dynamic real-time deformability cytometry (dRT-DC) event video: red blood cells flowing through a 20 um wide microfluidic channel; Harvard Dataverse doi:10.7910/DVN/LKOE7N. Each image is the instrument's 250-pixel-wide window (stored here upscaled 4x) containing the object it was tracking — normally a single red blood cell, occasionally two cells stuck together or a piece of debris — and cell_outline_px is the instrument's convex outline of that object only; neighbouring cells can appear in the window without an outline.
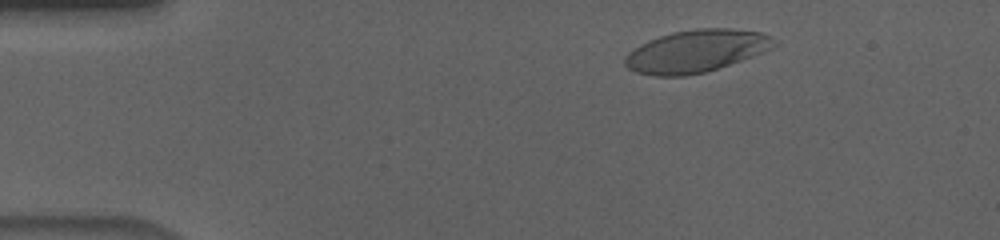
{"species": "human", "species_latin": "Homo sapiens", "temperature_condition": "cold", "stored_images_in_passage": 54, "camera_frame_rate_fps": 3000, "um_per_image_px": 0.085, "donor": {"sex": "male"}, "frame": {"image": 1, "passage_image": 7, "time_ms": 2.0, "image_size_px": [1000, 240], "cell_outline_px": [[776, 44], [772, 48], [752, 56], [704, 72], [684, 76], [652, 76], [636, 72], [628, 68], [624, 64], [624, 56], [628, 52], [640, 44], [648, 40], [672, 32], [696, 28], [732, 28], [760, 32], [776, 40]], "centroid_in_image_um": [59.12, 4.34], "position_along_channel_um": 25.9, "area_um2": 36.7}}
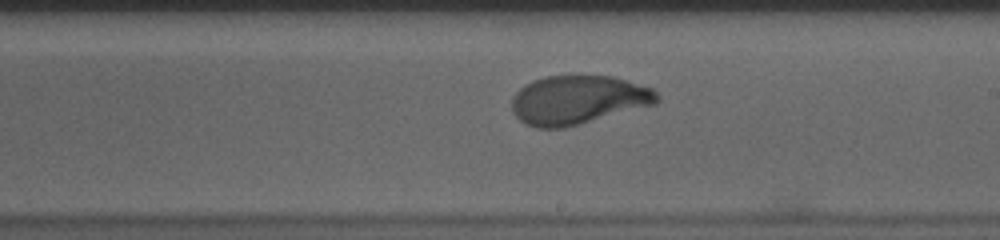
{"frame": {"image": 2, "passage_image": 31, "time_ms": 10.0, "image_size_px": [1000, 240], "cell_outline_px": [[660, 100], [656, 104], [580, 124], [564, 128], [536, 128], [524, 124], [512, 112], [512, 96], [524, 84], [532, 80], [544, 76], [612, 76], [652, 88], [660, 96]], "centroid_in_image_um": [49.11, 8.5], "position_along_channel_um": 239.9, "area_um2": 41.5}}
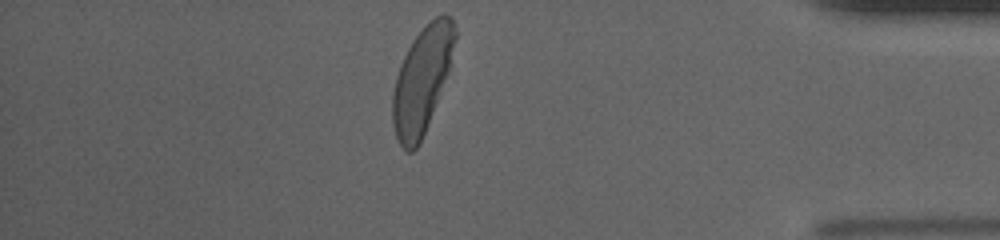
{"frame": {"image": 3, "passage_image": 47, "time_ms": 15.333, "image_size_px": [1000, 240], "cell_outline_px": [[456, 40], [448, 72], [420, 144], [412, 152], [408, 152], [400, 144], [396, 136], [392, 124], [392, 92], [396, 76], [400, 64], [412, 40], [436, 16], [444, 12], [452, 20], [456, 28]], "centroid_in_image_um": [35.85, 6.81], "position_along_channel_um": 399.3, "area_um2": 38.15}, "authors_computed_cell_mechanics": {"area_um2": 40.1999, "velocity_mm_per_s": 3.6295, "shape_relaxation_time_tau1_ms": 4.1992, "shape_relaxation_time_tau2_ms": null, "deformation_change_tau1": 0.1808, "deformation_change_tau2": null}}